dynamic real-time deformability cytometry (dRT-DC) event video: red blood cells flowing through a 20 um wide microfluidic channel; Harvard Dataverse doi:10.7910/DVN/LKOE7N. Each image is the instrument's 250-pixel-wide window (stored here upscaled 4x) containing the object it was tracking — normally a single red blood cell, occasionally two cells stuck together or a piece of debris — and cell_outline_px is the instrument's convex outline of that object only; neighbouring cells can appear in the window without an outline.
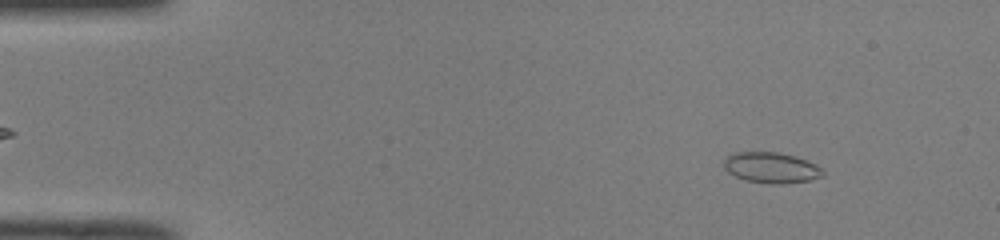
{"species": "common noctule bat (a hibernating species)", "species_latin": "Nyctalus noctula", "temperature_condition": "room temperature", "stored_images_in_passage": 51, "camera_frame_rate_fps": 3000, "um_per_image_px": 0.085, "animal": {"sex": "male", "body_mass_g": 19.0, "forearm_length_mm": 50.8}, "frame": {"image": 1, "passage_image": 6, "time_ms": 1.667, "image_size_px": [1000, 240], "cell_outline_px": [[824, 176], [808, 180], [780, 184], [776, 184], [744, 180], [728, 172], [724, 168], [724, 160], [728, 156], [736, 152], [776, 152], [792, 156], [816, 164], [824, 172]], "centroid_in_image_um": [65.54, 14.25], "position_along_channel_um": 19.5, "area_um2": 17.4}}
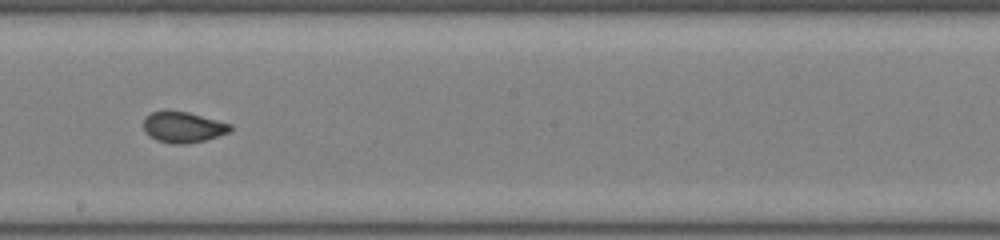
{"frame": {"image": 2, "passage_image": 29, "time_ms": 9.333, "image_size_px": [1000, 240], "cell_outline_px": [[232, 128], [228, 132], [204, 140], [188, 144], [172, 144], [156, 140], [144, 132], [144, 116], [152, 112], [168, 108], [188, 112], [232, 124]], "centroid_in_image_um": [15.51, 10.78], "position_along_channel_um": 232.7, "area_um2": 15.9}}
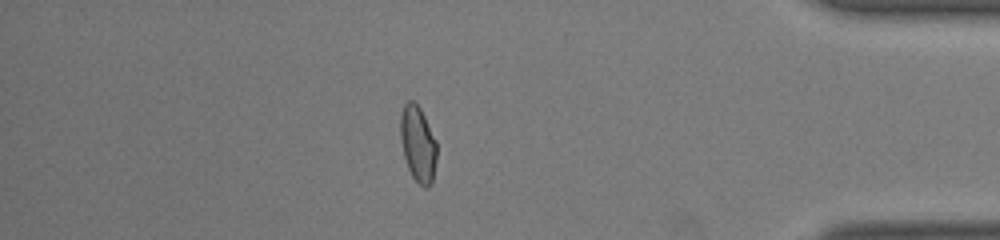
{"frame": {"image": 3, "passage_image": 44, "time_ms": 14.333, "image_size_px": [1000, 240], "cell_outline_px": [[436, 160], [432, 184], [428, 188], [424, 188], [412, 176], [408, 168], [404, 156], [400, 140], [400, 116], [404, 104], [408, 100], [412, 100], [420, 108], [436, 140]], "centroid_in_image_um": [35.52, 12.24], "position_along_channel_um": 399.7, "area_um2": 16.13}}